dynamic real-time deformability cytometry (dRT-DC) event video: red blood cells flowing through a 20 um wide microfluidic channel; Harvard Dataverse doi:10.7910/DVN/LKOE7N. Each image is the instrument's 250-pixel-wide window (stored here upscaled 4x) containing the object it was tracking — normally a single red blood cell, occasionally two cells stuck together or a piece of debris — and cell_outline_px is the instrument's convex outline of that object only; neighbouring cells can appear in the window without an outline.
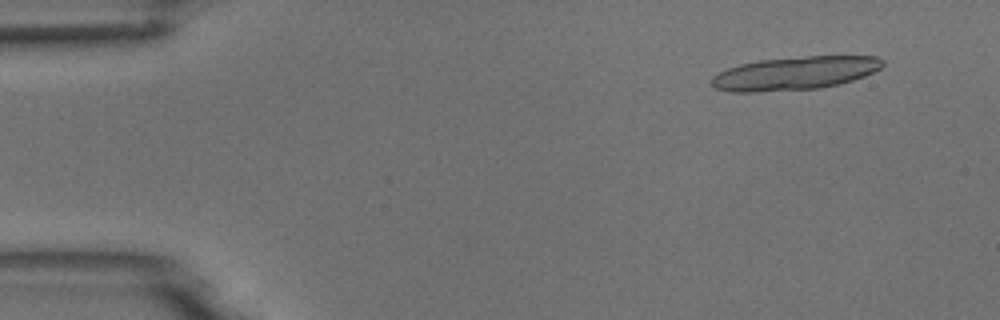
{"species": "common noctule bat (a hibernating species)", "species_latin": "Nyctalus noctula", "temperature_condition": "room temperature", "stored_images_in_passage": 6, "camera_frame_rate_fps": 3000, "um_per_image_px": 0.085, "animal": {"sex": "male", "body_mass_g": 18.8}, "frame": {"image": 1, "passage_image": 1, "time_ms": 0.0, "image_size_px": [1000, 320], "cell_outline_px": [[884, 64], [880, 68], [864, 76], [840, 84], [820, 88], [756, 92], [732, 92], [716, 88], [712, 84], [712, 76], [728, 68], [740, 64], [760, 60], [808, 56], [876, 56], [884, 60]], "centroid_in_image_um": [67.58, 6.22], "position_along_channel_um": 17.4, "area_um2": 33.0}}